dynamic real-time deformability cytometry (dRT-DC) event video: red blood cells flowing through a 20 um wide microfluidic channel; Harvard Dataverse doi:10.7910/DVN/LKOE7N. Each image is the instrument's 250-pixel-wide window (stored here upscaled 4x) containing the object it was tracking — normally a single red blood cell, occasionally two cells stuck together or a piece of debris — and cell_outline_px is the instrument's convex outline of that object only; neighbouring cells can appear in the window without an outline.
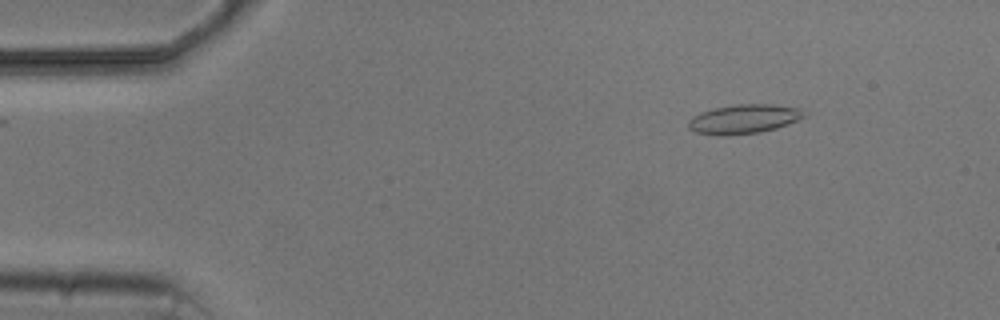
{"species": "common noctule bat (a hibernating species)", "species_latin": "Nyctalus noctula", "temperature_condition": "cold", "stored_images_in_passage": 4, "camera_frame_rate_fps": 3000, "um_per_image_px": 0.085, "animal": {"sex": "male", "body_mass_g": 20.5, "forearm_length_mm": 52.5}, "frame": {"image": 1, "passage_image": 2, "time_ms": 1.0, "image_size_px": [1000, 320], "cell_outline_px": [[808, 116], [788, 124], [776, 128], [760, 132], [724, 136], [716, 136], [696, 132], [688, 128], [688, 120], [692, 116], [700, 112], [716, 108], [736, 104], [772, 104], [800, 108]], "centroid_in_image_um": [63.22, 10.12], "position_along_channel_um": 21.8, "area_um2": 19.88}}